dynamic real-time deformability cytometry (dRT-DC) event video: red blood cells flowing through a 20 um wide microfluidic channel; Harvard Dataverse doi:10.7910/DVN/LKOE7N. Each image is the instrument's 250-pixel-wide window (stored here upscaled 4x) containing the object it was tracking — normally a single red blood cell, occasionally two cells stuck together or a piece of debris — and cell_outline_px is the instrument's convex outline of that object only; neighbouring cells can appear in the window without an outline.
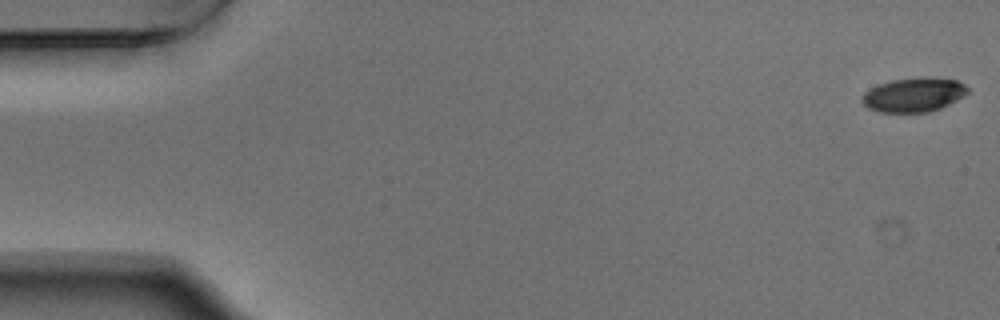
{"species": "Egyptian fruit bat (a non-hibernating species)", "species_latin": "Rousettus aegyptiacus", "temperature_condition": "warm", "stored_images_in_passage": 54, "camera_frame_rate_fps": 3000, "um_per_image_px": 0.085, "animal": {"sex": "male"}, "frame": {"image": 1, "passage_image": 1, "time_ms": 0.0, "image_size_px": [1000, 320], "cell_outline_px": [[968, 92], [964, 96], [940, 108], [928, 112], [880, 112], [868, 108], [860, 100], [864, 92], [880, 84], [892, 80], [956, 80], [964, 84], [968, 88]], "centroid_in_image_um": [77.62, 8.11], "position_along_channel_um": 7.4, "area_um2": 20.06}}
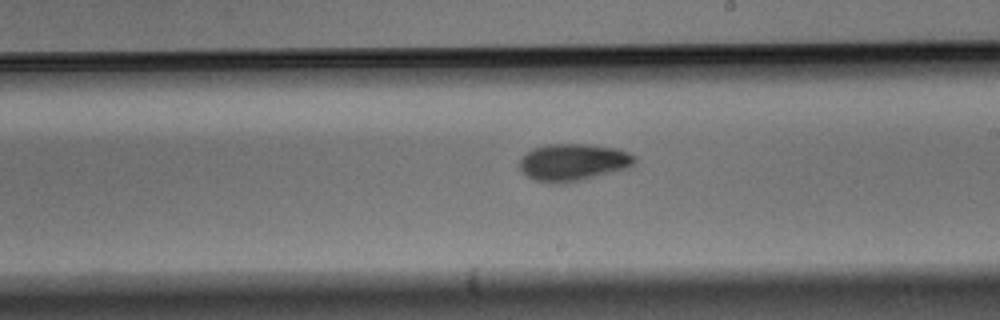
{"frame": {"image": 2, "passage_image": 31, "time_ms": 10.0, "image_size_px": [1000, 320], "cell_outline_px": [[636, 160], [628, 168], [580, 180], [560, 184], [552, 184], [532, 180], [520, 172], [520, 156], [532, 148], [544, 144], [588, 144], [616, 148], [628, 152], [636, 156]], "centroid_in_image_um": [48.65, 13.79], "position_along_channel_um": 240.3, "area_um2": 25.26}}
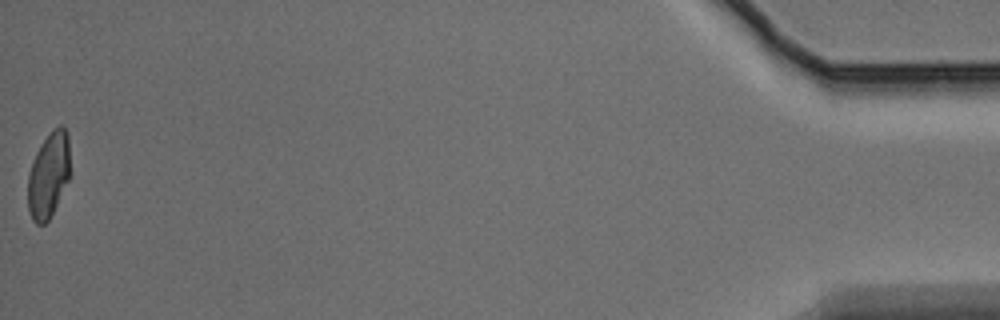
{"frame": {"image": 3, "passage_image": 54, "time_ms": 17.667, "image_size_px": [1000, 320], "cell_outline_px": [[72, 176], [48, 220], [44, 224], [36, 224], [32, 220], [28, 208], [28, 176], [36, 152], [40, 144], [52, 128], [60, 124], [68, 132], [72, 172]], "centroid_in_image_um": [4.18, 14.84], "position_along_channel_um": 431.0, "area_um2": 21.68}, "authors_computed_cell_mechanics": {"area_um2": 22.9177, "velocity_mm_per_s": 3.7592, "shape_relaxation_time_tau1_ms": 3.6168, "shape_relaxation_time_tau2_ms": 4.0996, "deformation_change_tau1": 0.128, "deformation_change_tau2": 0.0885}}